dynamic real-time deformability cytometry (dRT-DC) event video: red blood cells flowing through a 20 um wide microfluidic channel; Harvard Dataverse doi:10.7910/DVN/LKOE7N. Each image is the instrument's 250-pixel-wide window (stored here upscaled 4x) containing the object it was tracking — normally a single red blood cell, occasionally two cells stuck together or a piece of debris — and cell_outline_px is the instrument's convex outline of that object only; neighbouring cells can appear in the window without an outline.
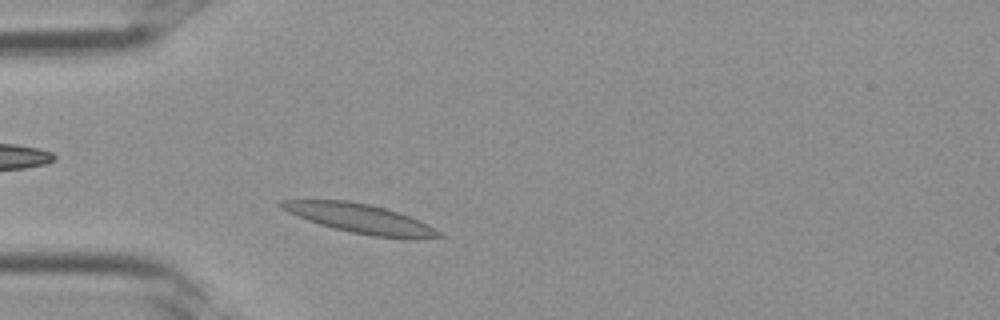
{"species": "Egyptian fruit bat (a non-hibernating species)", "species_latin": "Rousettus aegyptiacus", "temperature_condition": "room temperature", "stored_images_in_passage": 3, "camera_frame_rate_fps": 3000, "um_per_image_px": 0.085, "frame": {"image": 1, "passage_image": 3, "time_ms": 0.667, "image_size_px": [1000, 320], "cell_outline_px": [[444, 236], [416, 240], [408, 240], [372, 236], [352, 232], [320, 224], [308, 220], [288, 212], [280, 208], [276, 204], [280, 200], [348, 200], [368, 204], [384, 208], [408, 216], [428, 224], [436, 228]], "centroid_in_image_um": [30.66, 18.6], "position_along_channel_um": 54.3, "area_um2": 26.88}}